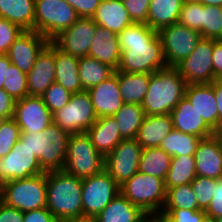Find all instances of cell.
Returning <instances> with one entry per match:
<instances>
[{"mask_svg": "<svg viewBox=\"0 0 222 222\" xmlns=\"http://www.w3.org/2000/svg\"><path fill=\"white\" fill-rule=\"evenodd\" d=\"M118 37L121 60L116 71L153 74L167 67L158 31L146 23H132Z\"/></svg>", "mask_w": 222, "mask_h": 222, "instance_id": "obj_1", "label": "cell"}, {"mask_svg": "<svg viewBox=\"0 0 222 222\" xmlns=\"http://www.w3.org/2000/svg\"><path fill=\"white\" fill-rule=\"evenodd\" d=\"M59 222H83L82 179L65 170L47 172V206Z\"/></svg>", "mask_w": 222, "mask_h": 222, "instance_id": "obj_2", "label": "cell"}, {"mask_svg": "<svg viewBox=\"0 0 222 222\" xmlns=\"http://www.w3.org/2000/svg\"><path fill=\"white\" fill-rule=\"evenodd\" d=\"M186 82L176 67H165L150 76L149 87L141 104L145 115H165L184 97Z\"/></svg>", "mask_w": 222, "mask_h": 222, "instance_id": "obj_3", "label": "cell"}, {"mask_svg": "<svg viewBox=\"0 0 222 222\" xmlns=\"http://www.w3.org/2000/svg\"><path fill=\"white\" fill-rule=\"evenodd\" d=\"M70 134L53 122L40 132H21L20 140L26 141L28 148L39 160L45 171L63 170L67 143Z\"/></svg>", "mask_w": 222, "mask_h": 222, "instance_id": "obj_4", "label": "cell"}, {"mask_svg": "<svg viewBox=\"0 0 222 222\" xmlns=\"http://www.w3.org/2000/svg\"><path fill=\"white\" fill-rule=\"evenodd\" d=\"M120 193L150 215H160L166 200L164 181L139 171L120 186Z\"/></svg>", "mask_w": 222, "mask_h": 222, "instance_id": "obj_5", "label": "cell"}, {"mask_svg": "<svg viewBox=\"0 0 222 222\" xmlns=\"http://www.w3.org/2000/svg\"><path fill=\"white\" fill-rule=\"evenodd\" d=\"M2 202L22 212L47 206V172L2 185Z\"/></svg>", "mask_w": 222, "mask_h": 222, "instance_id": "obj_6", "label": "cell"}, {"mask_svg": "<svg viewBox=\"0 0 222 222\" xmlns=\"http://www.w3.org/2000/svg\"><path fill=\"white\" fill-rule=\"evenodd\" d=\"M104 161L86 132L70 134L63 170L80 179L89 178L104 169Z\"/></svg>", "mask_w": 222, "mask_h": 222, "instance_id": "obj_7", "label": "cell"}, {"mask_svg": "<svg viewBox=\"0 0 222 222\" xmlns=\"http://www.w3.org/2000/svg\"><path fill=\"white\" fill-rule=\"evenodd\" d=\"M73 7L65 0H35L34 31L52 41L78 19Z\"/></svg>", "mask_w": 222, "mask_h": 222, "instance_id": "obj_8", "label": "cell"}, {"mask_svg": "<svg viewBox=\"0 0 222 222\" xmlns=\"http://www.w3.org/2000/svg\"><path fill=\"white\" fill-rule=\"evenodd\" d=\"M120 193V186L103 169L82 179L83 222L91 221Z\"/></svg>", "mask_w": 222, "mask_h": 222, "instance_id": "obj_9", "label": "cell"}, {"mask_svg": "<svg viewBox=\"0 0 222 222\" xmlns=\"http://www.w3.org/2000/svg\"><path fill=\"white\" fill-rule=\"evenodd\" d=\"M52 118L69 134L86 132L98 119L87 91L72 94L67 105L54 112Z\"/></svg>", "mask_w": 222, "mask_h": 222, "instance_id": "obj_10", "label": "cell"}, {"mask_svg": "<svg viewBox=\"0 0 222 222\" xmlns=\"http://www.w3.org/2000/svg\"><path fill=\"white\" fill-rule=\"evenodd\" d=\"M158 34L162 41L164 59L169 67H176L187 58L202 38L199 31L179 23L161 28Z\"/></svg>", "mask_w": 222, "mask_h": 222, "instance_id": "obj_11", "label": "cell"}, {"mask_svg": "<svg viewBox=\"0 0 222 222\" xmlns=\"http://www.w3.org/2000/svg\"><path fill=\"white\" fill-rule=\"evenodd\" d=\"M142 149L136 139H123L105 157L104 169L119 186L138 172Z\"/></svg>", "mask_w": 222, "mask_h": 222, "instance_id": "obj_12", "label": "cell"}, {"mask_svg": "<svg viewBox=\"0 0 222 222\" xmlns=\"http://www.w3.org/2000/svg\"><path fill=\"white\" fill-rule=\"evenodd\" d=\"M44 172L26 141L20 139L5 157L0 158V183L2 185L12 180L25 179Z\"/></svg>", "mask_w": 222, "mask_h": 222, "instance_id": "obj_13", "label": "cell"}, {"mask_svg": "<svg viewBox=\"0 0 222 222\" xmlns=\"http://www.w3.org/2000/svg\"><path fill=\"white\" fill-rule=\"evenodd\" d=\"M213 48L214 39L201 38L194 51L176 66L186 84L212 83L215 80Z\"/></svg>", "mask_w": 222, "mask_h": 222, "instance_id": "obj_14", "label": "cell"}, {"mask_svg": "<svg viewBox=\"0 0 222 222\" xmlns=\"http://www.w3.org/2000/svg\"><path fill=\"white\" fill-rule=\"evenodd\" d=\"M96 23L93 18L79 17L70 27L63 30L52 42L64 53L76 58L88 56Z\"/></svg>", "mask_w": 222, "mask_h": 222, "instance_id": "obj_15", "label": "cell"}, {"mask_svg": "<svg viewBox=\"0 0 222 222\" xmlns=\"http://www.w3.org/2000/svg\"><path fill=\"white\" fill-rule=\"evenodd\" d=\"M13 119L21 132H40L52 122V113L44 103L42 96H25L15 102Z\"/></svg>", "mask_w": 222, "mask_h": 222, "instance_id": "obj_16", "label": "cell"}, {"mask_svg": "<svg viewBox=\"0 0 222 222\" xmlns=\"http://www.w3.org/2000/svg\"><path fill=\"white\" fill-rule=\"evenodd\" d=\"M50 41L36 31H23L12 43L6 55L12 64L28 74L33 68L37 56Z\"/></svg>", "mask_w": 222, "mask_h": 222, "instance_id": "obj_17", "label": "cell"}, {"mask_svg": "<svg viewBox=\"0 0 222 222\" xmlns=\"http://www.w3.org/2000/svg\"><path fill=\"white\" fill-rule=\"evenodd\" d=\"M55 44L50 41L37 56L36 62L27 74L29 96H42L55 82Z\"/></svg>", "mask_w": 222, "mask_h": 222, "instance_id": "obj_18", "label": "cell"}, {"mask_svg": "<svg viewBox=\"0 0 222 222\" xmlns=\"http://www.w3.org/2000/svg\"><path fill=\"white\" fill-rule=\"evenodd\" d=\"M98 118L113 116L124 104L118 85V71L87 90Z\"/></svg>", "mask_w": 222, "mask_h": 222, "instance_id": "obj_19", "label": "cell"}, {"mask_svg": "<svg viewBox=\"0 0 222 222\" xmlns=\"http://www.w3.org/2000/svg\"><path fill=\"white\" fill-rule=\"evenodd\" d=\"M194 158L196 175L222 178V145L215 135L200 140Z\"/></svg>", "mask_w": 222, "mask_h": 222, "instance_id": "obj_20", "label": "cell"}, {"mask_svg": "<svg viewBox=\"0 0 222 222\" xmlns=\"http://www.w3.org/2000/svg\"><path fill=\"white\" fill-rule=\"evenodd\" d=\"M184 96L201 115L206 124L215 131L218 128V108L212 83L187 84Z\"/></svg>", "mask_w": 222, "mask_h": 222, "instance_id": "obj_21", "label": "cell"}, {"mask_svg": "<svg viewBox=\"0 0 222 222\" xmlns=\"http://www.w3.org/2000/svg\"><path fill=\"white\" fill-rule=\"evenodd\" d=\"M173 128L201 139L214 135V131L206 124L190 101L184 96L170 112Z\"/></svg>", "mask_w": 222, "mask_h": 222, "instance_id": "obj_22", "label": "cell"}, {"mask_svg": "<svg viewBox=\"0 0 222 222\" xmlns=\"http://www.w3.org/2000/svg\"><path fill=\"white\" fill-rule=\"evenodd\" d=\"M88 56L117 70L121 60L118 34L96 24Z\"/></svg>", "mask_w": 222, "mask_h": 222, "instance_id": "obj_23", "label": "cell"}, {"mask_svg": "<svg viewBox=\"0 0 222 222\" xmlns=\"http://www.w3.org/2000/svg\"><path fill=\"white\" fill-rule=\"evenodd\" d=\"M86 133L96 150L104 158L123 140L113 116L98 118Z\"/></svg>", "mask_w": 222, "mask_h": 222, "instance_id": "obj_24", "label": "cell"}, {"mask_svg": "<svg viewBox=\"0 0 222 222\" xmlns=\"http://www.w3.org/2000/svg\"><path fill=\"white\" fill-rule=\"evenodd\" d=\"M92 18L98 26L106 28L115 34H119L127 26L134 23L122 0H101Z\"/></svg>", "mask_w": 222, "mask_h": 222, "instance_id": "obj_25", "label": "cell"}, {"mask_svg": "<svg viewBox=\"0 0 222 222\" xmlns=\"http://www.w3.org/2000/svg\"><path fill=\"white\" fill-rule=\"evenodd\" d=\"M173 129L170 114L146 115L135 139L142 148L159 147Z\"/></svg>", "mask_w": 222, "mask_h": 222, "instance_id": "obj_26", "label": "cell"}, {"mask_svg": "<svg viewBox=\"0 0 222 222\" xmlns=\"http://www.w3.org/2000/svg\"><path fill=\"white\" fill-rule=\"evenodd\" d=\"M146 213L119 193L91 222H139Z\"/></svg>", "mask_w": 222, "mask_h": 222, "instance_id": "obj_27", "label": "cell"}, {"mask_svg": "<svg viewBox=\"0 0 222 222\" xmlns=\"http://www.w3.org/2000/svg\"><path fill=\"white\" fill-rule=\"evenodd\" d=\"M79 58L64 53L55 45V82L70 93L85 91L78 74Z\"/></svg>", "mask_w": 222, "mask_h": 222, "instance_id": "obj_28", "label": "cell"}, {"mask_svg": "<svg viewBox=\"0 0 222 222\" xmlns=\"http://www.w3.org/2000/svg\"><path fill=\"white\" fill-rule=\"evenodd\" d=\"M0 18L24 31H34L35 0H0Z\"/></svg>", "mask_w": 222, "mask_h": 222, "instance_id": "obj_29", "label": "cell"}, {"mask_svg": "<svg viewBox=\"0 0 222 222\" xmlns=\"http://www.w3.org/2000/svg\"><path fill=\"white\" fill-rule=\"evenodd\" d=\"M185 0H151L146 24L157 31L178 23Z\"/></svg>", "mask_w": 222, "mask_h": 222, "instance_id": "obj_30", "label": "cell"}, {"mask_svg": "<svg viewBox=\"0 0 222 222\" xmlns=\"http://www.w3.org/2000/svg\"><path fill=\"white\" fill-rule=\"evenodd\" d=\"M150 76V73L118 72V85L123 103L141 105L149 87Z\"/></svg>", "mask_w": 222, "mask_h": 222, "instance_id": "obj_31", "label": "cell"}, {"mask_svg": "<svg viewBox=\"0 0 222 222\" xmlns=\"http://www.w3.org/2000/svg\"><path fill=\"white\" fill-rule=\"evenodd\" d=\"M111 66L98 61L95 58L85 56L79 58L78 74L82 88L87 91L89 88L98 85L115 73Z\"/></svg>", "mask_w": 222, "mask_h": 222, "instance_id": "obj_32", "label": "cell"}, {"mask_svg": "<svg viewBox=\"0 0 222 222\" xmlns=\"http://www.w3.org/2000/svg\"><path fill=\"white\" fill-rule=\"evenodd\" d=\"M171 159L172 157L160 147L143 148L138 171L164 181L170 169Z\"/></svg>", "mask_w": 222, "mask_h": 222, "instance_id": "obj_33", "label": "cell"}, {"mask_svg": "<svg viewBox=\"0 0 222 222\" xmlns=\"http://www.w3.org/2000/svg\"><path fill=\"white\" fill-rule=\"evenodd\" d=\"M194 155L172 157L164 180L165 189L191 183L196 178Z\"/></svg>", "mask_w": 222, "mask_h": 222, "instance_id": "obj_34", "label": "cell"}, {"mask_svg": "<svg viewBox=\"0 0 222 222\" xmlns=\"http://www.w3.org/2000/svg\"><path fill=\"white\" fill-rule=\"evenodd\" d=\"M145 116L141 105L126 103L113 115L123 139L136 138Z\"/></svg>", "mask_w": 222, "mask_h": 222, "instance_id": "obj_35", "label": "cell"}, {"mask_svg": "<svg viewBox=\"0 0 222 222\" xmlns=\"http://www.w3.org/2000/svg\"><path fill=\"white\" fill-rule=\"evenodd\" d=\"M201 138L173 129L160 144L171 157L194 155Z\"/></svg>", "mask_w": 222, "mask_h": 222, "instance_id": "obj_36", "label": "cell"}, {"mask_svg": "<svg viewBox=\"0 0 222 222\" xmlns=\"http://www.w3.org/2000/svg\"><path fill=\"white\" fill-rule=\"evenodd\" d=\"M163 208L200 210L191 183L167 189Z\"/></svg>", "mask_w": 222, "mask_h": 222, "instance_id": "obj_37", "label": "cell"}, {"mask_svg": "<svg viewBox=\"0 0 222 222\" xmlns=\"http://www.w3.org/2000/svg\"><path fill=\"white\" fill-rule=\"evenodd\" d=\"M202 38L222 40V7L203 5Z\"/></svg>", "mask_w": 222, "mask_h": 222, "instance_id": "obj_38", "label": "cell"}, {"mask_svg": "<svg viewBox=\"0 0 222 222\" xmlns=\"http://www.w3.org/2000/svg\"><path fill=\"white\" fill-rule=\"evenodd\" d=\"M3 89L16 101L28 96L27 74L10 64L4 78Z\"/></svg>", "mask_w": 222, "mask_h": 222, "instance_id": "obj_39", "label": "cell"}, {"mask_svg": "<svg viewBox=\"0 0 222 222\" xmlns=\"http://www.w3.org/2000/svg\"><path fill=\"white\" fill-rule=\"evenodd\" d=\"M202 12L203 5L201 3L185 0L178 23L200 32L202 30Z\"/></svg>", "mask_w": 222, "mask_h": 222, "instance_id": "obj_40", "label": "cell"}, {"mask_svg": "<svg viewBox=\"0 0 222 222\" xmlns=\"http://www.w3.org/2000/svg\"><path fill=\"white\" fill-rule=\"evenodd\" d=\"M193 192L195 194L198 207L206 210L210 205L213 192L215 189V179L197 175L191 182Z\"/></svg>", "mask_w": 222, "mask_h": 222, "instance_id": "obj_41", "label": "cell"}, {"mask_svg": "<svg viewBox=\"0 0 222 222\" xmlns=\"http://www.w3.org/2000/svg\"><path fill=\"white\" fill-rule=\"evenodd\" d=\"M167 222H208L205 210L163 208L160 213Z\"/></svg>", "mask_w": 222, "mask_h": 222, "instance_id": "obj_42", "label": "cell"}, {"mask_svg": "<svg viewBox=\"0 0 222 222\" xmlns=\"http://www.w3.org/2000/svg\"><path fill=\"white\" fill-rule=\"evenodd\" d=\"M72 93L56 82L52 83L42 95L44 103L53 114L63 108L70 100Z\"/></svg>", "mask_w": 222, "mask_h": 222, "instance_id": "obj_43", "label": "cell"}, {"mask_svg": "<svg viewBox=\"0 0 222 222\" xmlns=\"http://www.w3.org/2000/svg\"><path fill=\"white\" fill-rule=\"evenodd\" d=\"M21 129L16 121L7 119L0 127V158L5 157L20 139Z\"/></svg>", "mask_w": 222, "mask_h": 222, "instance_id": "obj_44", "label": "cell"}, {"mask_svg": "<svg viewBox=\"0 0 222 222\" xmlns=\"http://www.w3.org/2000/svg\"><path fill=\"white\" fill-rule=\"evenodd\" d=\"M23 31L18 25L0 18V54H6L9 47Z\"/></svg>", "mask_w": 222, "mask_h": 222, "instance_id": "obj_45", "label": "cell"}, {"mask_svg": "<svg viewBox=\"0 0 222 222\" xmlns=\"http://www.w3.org/2000/svg\"><path fill=\"white\" fill-rule=\"evenodd\" d=\"M134 23H146L151 0H122Z\"/></svg>", "mask_w": 222, "mask_h": 222, "instance_id": "obj_46", "label": "cell"}, {"mask_svg": "<svg viewBox=\"0 0 222 222\" xmlns=\"http://www.w3.org/2000/svg\"><path fill=\"white\" fill-rule=\"evenodd\" d=\"M208 222L222 217V178L215 179V189L210 205L205 210Z\"/></svg>", "mask_w": 222, "mask_h": 222, "instance_id": "obj_47", "label": "cell"}, {"mask_svg": "<svg viewBox=\"0 0 222 222\" xmlns=\"http://www.w3.org/2000/svg\"><path fill=\"white\" fill-rule=\"evenodd\" d=\"M73 7L78 17L92 18L101 0H65Z\"/></svg>", "mask_w": 222, "mask_h": 222, "instance_id": "obj_48", "label": "cell"}, {"mask_svg": "<svg viewBox=\"0 0 222 222\" xmlns=\"http://www.w3.org/2000/svg\"><path fill=\"white\" fill-rule=\"evenodd\" d=\"M23 222H59L47 207L24 212Z\"/></svg>", "mask_w": 222, "mask_h": 222, "instance_id": "obj_49", "label": "cell"}, {"mask_svg": "<svg viewBox=\"0 0 222 222\" xmlns=\"http://www.w3.org/2000/svg\"><path fill=\"white\" fill-rule=\"evenodd\" d=\"M24 212L0 201V222H23Z\"/></svg>", "mask_w": 222, "mask_h": 222, "instance_id": "obj_50", "label": "cell"}, {"mask_svg": "<svg viewBox=\"0 0 222 222\" xmlns=\"http://www.w3.org/2000/svg\"><path fill=\"white\" fill-rule=\"evenodd\" d=\"M16 100L4 89H0V116L11 119L14 116Z\"/></svg>", "mask_w": 222, "mask_h": 222, "instance_id": "obj_51", "label": "cell"}, {"mask_svg": "<svg viewBox=\"0 0 222 222\" xmlns=\"http://www.w3.org/2000/svg\"><path fill=\"white\" fill-rule=\"evenodd\" d=\"M212 65L215 79H222V40H214Z\"/></svg>", "mask_w": 222, "mask_h": 222, "instance_id": "obj_52", "label": "cell"}, {"mask_svg": "<svg viewBox=\"0 0 222 222\" xmlns=\"http://www.w3.org/2000/svg\"><path fill=\"white\" fill-rule=\"evenodd\" d=\"M214 95L218 108V127L222 123V79L214 80Z\"/></svg>", "mask_w": 222, "mask_h": 222, "instance_id": "obj_53", "label": "cell"}, {"mask_svg": "<svg viewBox=\"0 0 222 222\" xmlns=\"http://www.w3.org/2000/svg\"><path fill=\"white\" fill-rule=\"evenodd\" d=\"M10 64L11 61L8 56L6 54H0V89H3L5 74Z\"/></svg>", "mask_w": 222, "mask_h": 222, "instance_id": "obj_54", "label": "cell"}, {"mask_svg": "<svg viewBox=\"0 0 222 222\" xmlns=\"http://www.w3.org/2000/svg\"><path fill=\"white\" fill-rule=\"evenodd\" d=\"M193 1L199 2L202 5L222 7V0H193Z\"/></svg>", "mask_w": 222, "mask_h": 222, "instance_id": "obj_55", "label": "cell"}, {"mask_svg": "<svg viewBox=\"0 0 222 222\" xmlns=\"http://www.w3.org/2000/svg\"><path fill=\"white\" fill-rule=\"evenodd\" d=\"M144 222H166L160 215H150Z\"/></svg>", "mask_w": 222, "mask_h": 222, "instance_id": "obj_56", "label": "cell"}, {"mask_svg": "<svg viewBox=\"0 0 222 222\" xmlns=\"http://www.w3.org/2000/svg\"><path fill=\"white\" fill-rule=\"evenodd\" d=\"M214 135L219 139V142L222 145V123L219 124V127L214 131Z\"/></svg>", "mask_w": 222, "mask_h": 222, "instance_id": "obj_57", "label": "cell"}, {"mask_svg": "<svg viewBox=\"0 0 222 222\" xmlns=\"http://www.w3.org/2000/svg\"><path fill=\"white\" fill-rule=\"evenodd\" d=\"M7 120L6 117L0 116V127L4 124V122Z\"/></svg>", "mask_w": 222, "mask_h": 222, "instance_id": "obj_58", "label": "cell"}, {"mask_svg": "<svg viewBox=\"0 0 222 222\" xmlns=\"http://www.w3.org/2000/svg\"><path fill=\"white\" fill-rule=\"evenodd\" d=\"M210 222H222V217H219L217 219H213Z\"/></svg>", "mask_w": 222, "mask_h": 222, "instance_id": "obj_59", "label": "cell"}, {"mask_svg": "<svg viewBox=\"0 0 222 222\" xmlns=\"http://www.w3.org/2000/svg\"><path fill=\"white\" fill-rule=\"evenodd\" d=\"M149 216L150 214H146L139 222H144Z\"/></svg>", "mask_w": 222, "mask_h": 222, "instance_id": "obj_60", "label": "cell"}, {"mask_svg": "<svg viewBox=\"0 0 222 222\" xmlns=\"http://www.w3.org/2000/svg\"><path fill=\"white\" fill-rule=\"evenodd\" d=\"M0 201H2V184L0 183Z\"/></svg>", "mask_w": 222, "mask_h": 222, "instance_id": "obj_61", "label": "cell"}]
</instances>
